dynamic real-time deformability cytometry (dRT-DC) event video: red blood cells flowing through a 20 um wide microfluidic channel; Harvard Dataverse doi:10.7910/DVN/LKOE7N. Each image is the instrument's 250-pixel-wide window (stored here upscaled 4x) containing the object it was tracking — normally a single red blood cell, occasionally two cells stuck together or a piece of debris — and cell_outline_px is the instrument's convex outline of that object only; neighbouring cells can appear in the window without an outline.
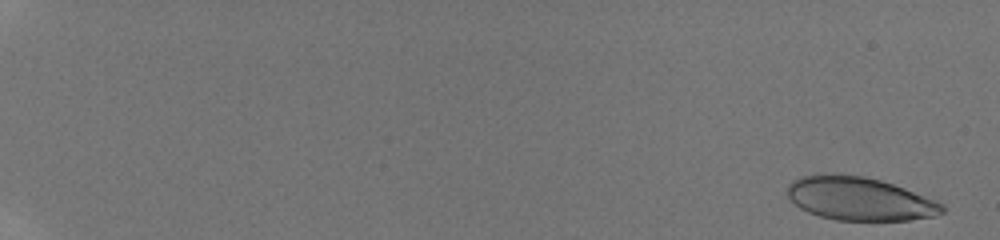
{"species": "human", "species_latin": "Homo sapiens", "temperature_condition": "room temperature", "stored_images_in_passage": 17, "camera_frame_rate_fps": 3000, "um_per_image_px": 0.085, "donor": {"sex": "male"}, "frame": {"image": 1, "passage_image": 1, "time_ms": 0.0, "image_size_px": [1000, 240], "cell_outline_px": [[944, 212], [936, 216], [908, 220], [836, 220], [820, 216], [808, 212], [800, 208], [788, 196], [788, 184], [792, 180], [800, 176], [820, 172], [832, 172], [864, 176], [880, 180], [904, 188], [944, 204]], "centroid_in_image_um": [73.02, 16.87], "position_along_channel_um": 12.0, "area_um2": 39.36}}
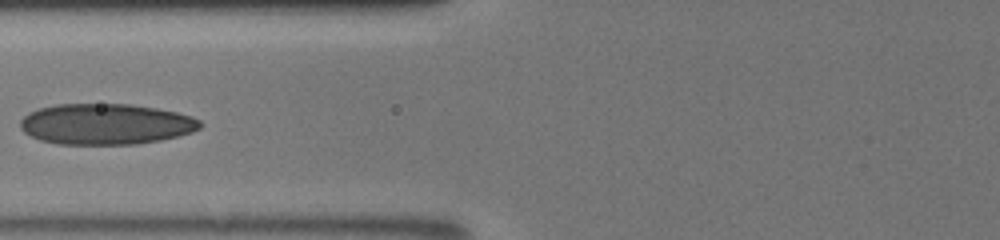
{"frame": {"image": 2, "passage_image": 11, "time_ms": 8.0, "image_size_px": [1000, 240], "cell_outline_px": [[204, 124], [200, 128], [192, 132], [160, 140], [136, 144], [56, 144], [40, 140], [24, 132], [20, 128], [20, 120], [28, 112], [40, 108], [56, 104], [128, 104], [156, 108], [176, 112], [192, 116], [200, 120]], "centroid_in_image_um": [8.99, 10.55], "position_along_channel_um": 116.8, "area_um2": 42.89}}
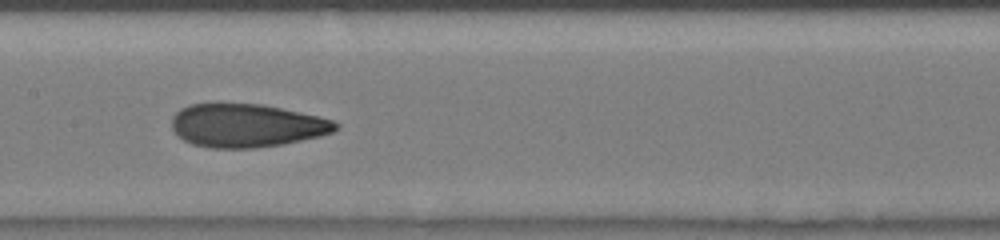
{"frame": {"image": 3, "passage_image": 15, "time_ms": 9.667, "image_size_px": [1000, 240], "cell_outline_px": [[340, 128], [332, 132], [320, 136], [284, 144], [252, 148], [212, 148], [192, 144], [176, 136], [172, 128], [172, 116], [180, 108], [188, 104], [216, 100], [260, 104], [320, 116], [332, 120], [340, 124]], "centroid_in_image_um": [20.9, 10.63], "position_along_channel_um": 186.5, "area_um2": 42.54}}